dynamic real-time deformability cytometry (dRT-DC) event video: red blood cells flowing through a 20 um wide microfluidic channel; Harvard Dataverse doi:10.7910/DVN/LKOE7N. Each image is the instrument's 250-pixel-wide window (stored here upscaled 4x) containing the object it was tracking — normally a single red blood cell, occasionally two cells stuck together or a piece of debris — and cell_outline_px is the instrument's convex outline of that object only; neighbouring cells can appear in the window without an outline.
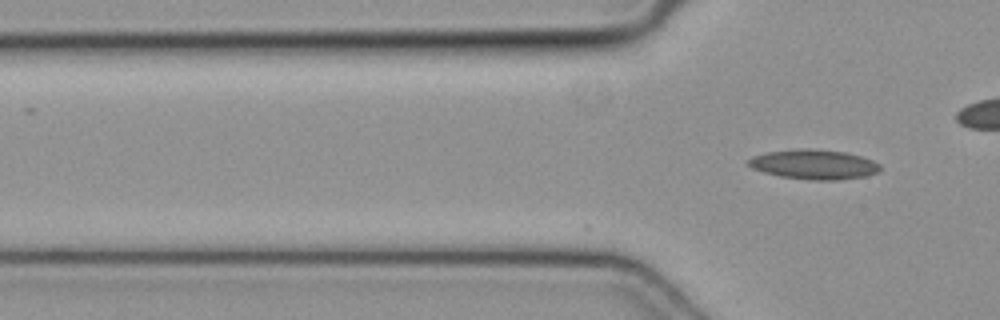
{"species": "common noctule bat (a hibernating species)", "species_latin": "Nyctalus noctula", "temperature_condition": "cold", "stored_images_in_passage": 4, "camera_frame_rate_fps": 3000, "um_per_image_px": 0.085, "animal": {"sex": "female", "body_mass_g": 19.3, "forearm_length_mm": 54.1}, "frame": {"image": 1, "passage_image": 4, "time_ms": 1.0, "image_size_px": [1000, 320], "cell_outline_px": [[880, 168], [876, 172], [864, 176], [840, 180], [812, 180], [780, 176], [764, 172], [752, 168], [748, 164], [748, 160], [752, 156], [768, 152], [808, 148], [844, 152], [860, 156], [872, 160], [880, 164]], "centroid_in_image_um": [69.18, 13.98], "position_along_channel_um": 56.6, "area_um2": 22.48}}